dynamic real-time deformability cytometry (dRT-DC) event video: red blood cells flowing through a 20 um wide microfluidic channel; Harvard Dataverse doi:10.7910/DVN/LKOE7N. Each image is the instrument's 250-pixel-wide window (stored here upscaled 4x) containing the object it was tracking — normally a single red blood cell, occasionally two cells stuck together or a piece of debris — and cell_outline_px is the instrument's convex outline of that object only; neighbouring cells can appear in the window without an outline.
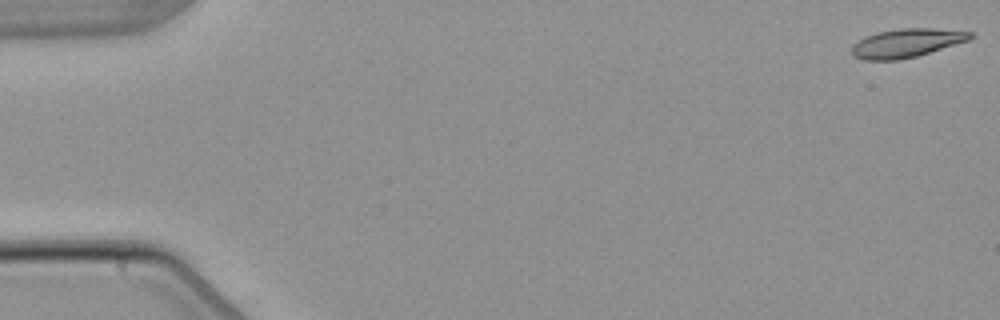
{"species": "common noctule bat (a hibernating species)", "species_latin": "Nyctalus noctula", "temperature_condition": "warm", "stored_images_in_passage": 4, "camera_frame_rate_fps": 3000, "um_per_image_px": 0.085, "animal": {"sex": "male", "body_mass_g": 21.5, "forearm_length_mm": 52.0}, "frame": {"image": 1, "passage_image": 1, "time_ms": 0.0, "image_size_px": [1000, 320], "cell_outline_px": [[972, 36], [968, 40], [916, 56], [900, 60], [864, 60], [852, 56], [852, 44], [864, 36], [876, 32], [900, 28], [932, 28], [972, 32]], "centroid_in_image_um": [76.97, 3.65], "position_along_channel_um": 8.0, "area_um2": 19.71}}
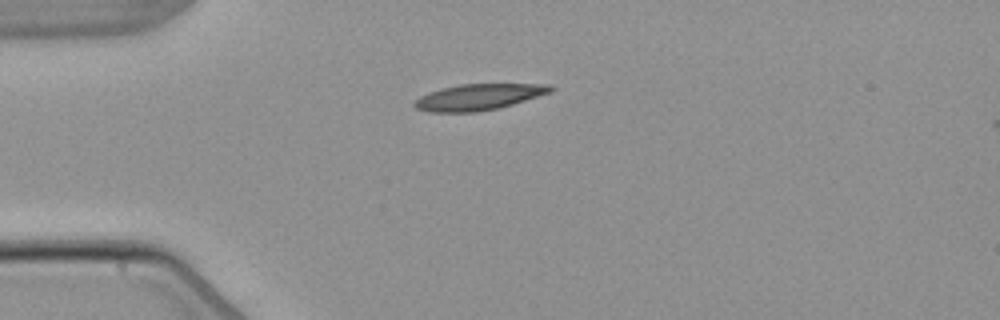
{"frame": {"image": 2, "passage_image": 4, "time_ms": 4.333, "image_size_px": [1000, 320], "cell_outline_px": [[556, 88], [552, 92], [512, 104], [496, 108], [476, 112], [432, 112], [416, 108], [412, 104], [412, 100], [428, 92], [440, 88], [460, 84], [552, 84]], "centroid_in_image_um": [40.66, 8.23], "position_along_channel_um": 44.3, "area_um2": 20.81}}